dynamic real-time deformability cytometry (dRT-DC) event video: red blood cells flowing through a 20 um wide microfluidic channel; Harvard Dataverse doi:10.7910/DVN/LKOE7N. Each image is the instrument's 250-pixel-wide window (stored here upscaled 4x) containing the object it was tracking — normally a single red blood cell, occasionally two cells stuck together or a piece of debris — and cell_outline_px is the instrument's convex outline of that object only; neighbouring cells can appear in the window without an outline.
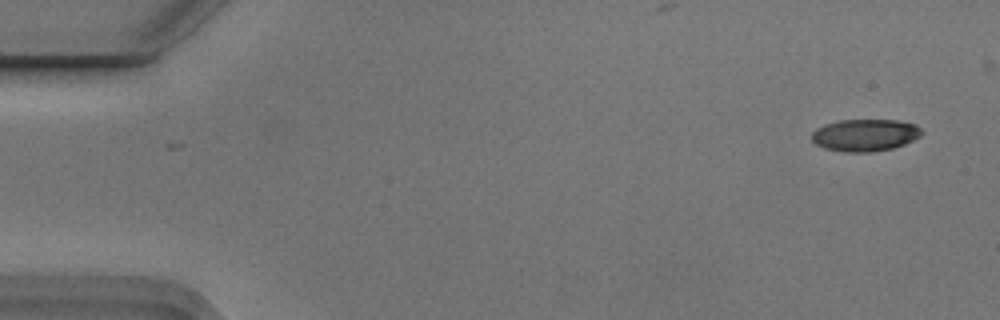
{"species": "Egyptian fruit bat (a non-hibernating species)", "species_latin": "Rousettus aegyptiacus", "temperature_condition": "cold", "stored_images_in_passage": 4, "camera_frame_rate_fps": 3000, "um_per_image_px": 0.085, "animal": {"sex": "male"}, "frame": {"image": 1, "passage_image": 1, "time_ms": 0.0, "image_size_px": [1000, 320], "cell_outline_px": [[924, 132], [920, 136], [904, 144], [892, 148], [872, 152], [844, 152], [824, 148], [816, 144], [812, 140], [812, 132], [816, 128], [840, 120], [896, 120], [916, 124]], "centroid_in_image_um": [73.54, 11.49], "position_along_channel_um": 11.5, "area_um2": 20.52}}
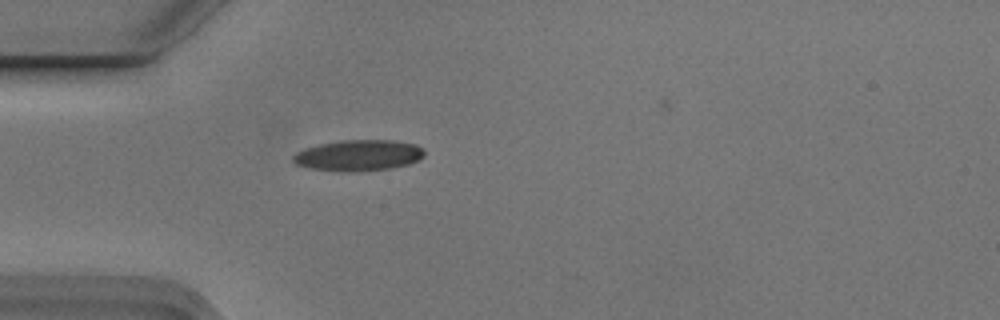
{"frame": {"image": 2, "passage_image": 4, "time_ms": 1.0, "image_size_px": [1000, 320], "cell_outline_px": [[424, 156], [408, 164], [388, 168], [312, 168], [296, 164], [292, 160], [292, 156], [296, 152], [304, 148], [320, 144], [340, 140], [392, 140], [416, 144], [424, 148]], "centroid_in_image_um": [30.5, 13.13], "position_along_channel_um": 54.5, "area_um2": 22.43}}